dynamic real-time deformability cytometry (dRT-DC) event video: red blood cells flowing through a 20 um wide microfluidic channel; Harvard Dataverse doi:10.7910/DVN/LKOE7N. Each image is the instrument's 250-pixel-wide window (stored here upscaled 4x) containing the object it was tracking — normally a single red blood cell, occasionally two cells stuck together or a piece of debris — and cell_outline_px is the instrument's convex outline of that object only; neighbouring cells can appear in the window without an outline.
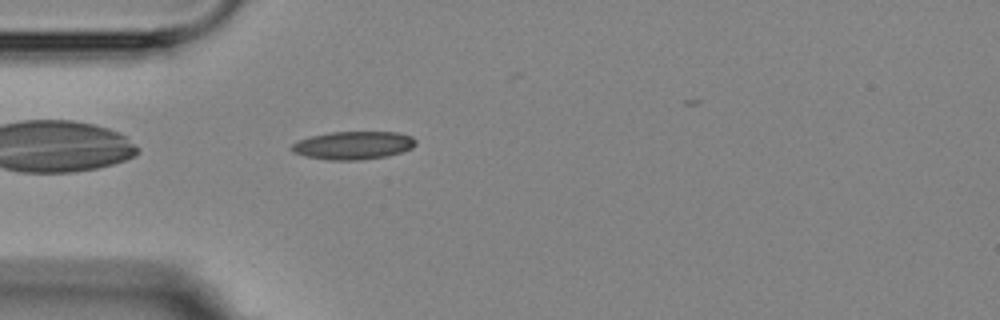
{"species": "Egyptian fruit bat (a non-hibernating species)", "species_latin": "Rousettus aegyptiacus", "temperature_condition": "room temperature", "stored_images_in_passage": 5, "camera_frame_rate_fps": 3000, "um_per_image_px": 0.085, "animal": {"sex": "female"}, "frame": {"image": 1, "passage_image": 5, "time_ms": 4.667, "image_size_px": [1000, 320], "cell_outline_px": [[416, 144], [412, 148], [388, 156], [360, 160], [328, 160], [304, 156], [292, 152], [288, 148], [296, 140], [312, 136], [332, 132], [400, 132], [412, 136], [416, 140]], "centroid_in_image_um": [30.0, 12.35], "position_along_channel_um": 55.0, "area_um2": 20.52}}